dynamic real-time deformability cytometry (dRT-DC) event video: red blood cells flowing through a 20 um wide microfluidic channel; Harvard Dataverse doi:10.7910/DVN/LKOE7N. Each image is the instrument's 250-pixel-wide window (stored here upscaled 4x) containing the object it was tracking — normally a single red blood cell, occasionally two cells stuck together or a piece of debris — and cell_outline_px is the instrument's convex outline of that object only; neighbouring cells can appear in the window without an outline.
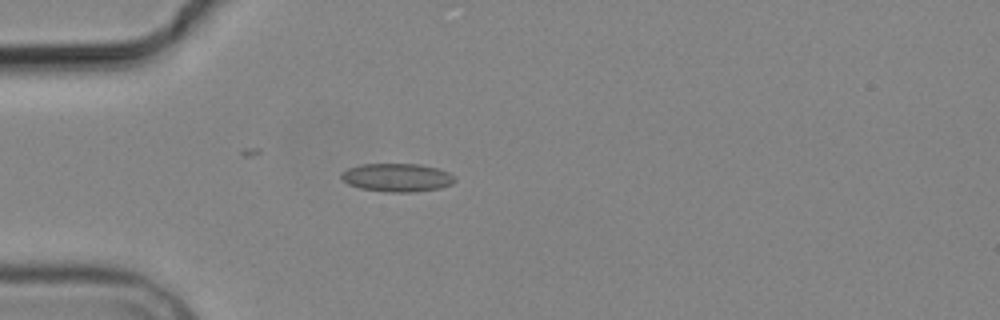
{"species": "common noctule bat (a hibernating species)", "species_latin": "Nyctalus noctula", "temperature_condition": "cold", "stored_images_in_passage": 4, "camera_frame_rate_fps": 3000, "um_per_image_px": 0.085, "animal": {"sex": "male", "body_mass_g": 19.2, "forearm_length_mm": 51.8}, "frame": {"image": 1, "passage_image": 4, "time_ms": 4.333, "image_size_px": [1000, 320], "cell_outline_px": [[456, 180], [452, 184], [440, 188], [416, 192], [388, 192], [360, 188], [348, 184], [340, 176], [340, 172], [348, 168], [360, 164], [420, 164], [436, 168], [448, 172], [456, 176]], "centroid_in_image_um": [33.76, 15.09], "position_along_channel_um": 51.2, "area_um2": 18.84}}